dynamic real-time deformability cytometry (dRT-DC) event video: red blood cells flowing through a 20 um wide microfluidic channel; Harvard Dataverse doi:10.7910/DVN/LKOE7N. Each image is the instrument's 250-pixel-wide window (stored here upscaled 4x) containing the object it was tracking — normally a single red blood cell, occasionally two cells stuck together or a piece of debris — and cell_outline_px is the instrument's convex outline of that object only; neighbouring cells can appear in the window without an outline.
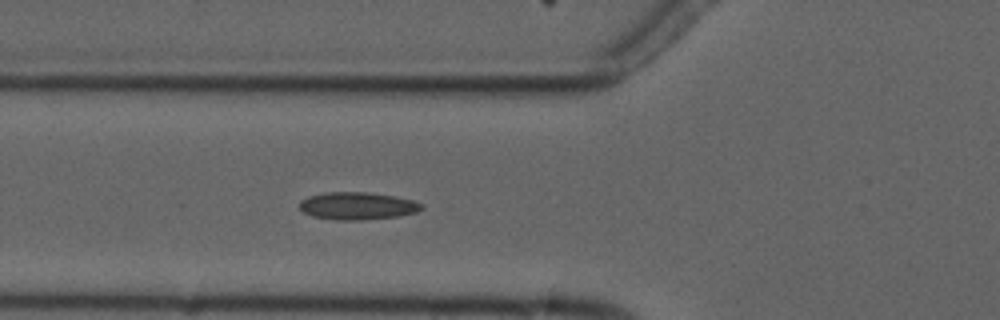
{"species": "common noctule bat (a hibernating species)", "species_latin": "Nyctalus noctula", "temperature_condition": "cold", "stored_images_in_passage": 6, "camera_frame_rate_fps": 3000, "um_per_image_px": 0.085, "animal": {"sex": "male", "forearm_length_mm": 52.5}, "frame": {"image": 1, "passage_image": 6, "time_ms": 6.0, "image_size_px": [1000, 320], "cell_outline_px": [[424, 208], [416, 212], [400, 216], [360, 220], [336, 220], [312, 216], [304, 212], [300, 208], [300, 200], [308, 196], [324, 192], [368, 192], [396, 196], [412, 200], [424, 204]], "centroid_in_image_um": [30.4, 17.49], "position_along_channel_um": 95.4, "area_um2": 19.71}}